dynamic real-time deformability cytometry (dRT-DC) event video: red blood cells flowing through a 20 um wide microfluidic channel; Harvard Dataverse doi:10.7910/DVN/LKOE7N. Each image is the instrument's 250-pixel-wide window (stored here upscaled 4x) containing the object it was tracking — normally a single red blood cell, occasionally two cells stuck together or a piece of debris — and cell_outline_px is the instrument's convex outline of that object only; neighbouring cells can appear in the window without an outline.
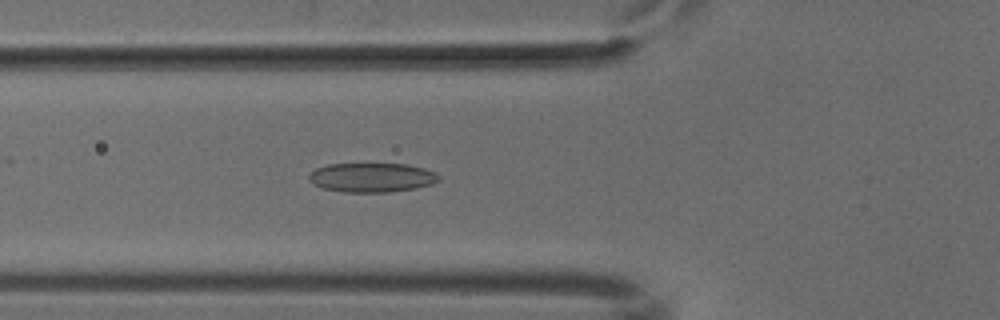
{"species": "common noctule bat (a hibernating species)", "species_latin": "Nyctalus noctula", "temperature_condition": "cold", "stored_images_in_passage": 41, "camera_frame_rate_fps": 3000, "um_per_image_px": 0.085, "animal": {"sex": "male", "body_mass_g": 18.8}, "frame": {"image": 1, "passage_image": 8, "time_ms": 2.333, "image_size_px": [1000, 320], "cell_outline_px": [[440, 180], [432, 184], [416, 188], [388, 192], [344, 192], [324, 188], [312, 184], [308, 180], [308, 176], [316, 168], [328, 164], [408, 164], [424, 168], [436, 172], [440, 176]], "centroid_in_image_um": [31.62, 15.08], "position_along_channel_um": 94.2, "area_um2": 22.25}}
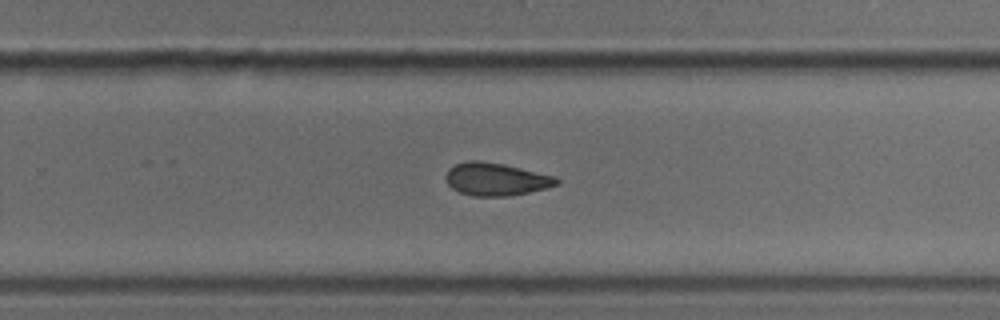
{"frame": {"image": 2, "passage_image": 23, "time_ms": 7.333, "image_size_px": [1000, 320], "cell_outline_px": [[560, 184], [548, 188], [508, 196], [472, 196], [460, 192], [452, 188], [448, 184], [444, 176], [448, 168], [456, 164], [468, 160], [480, 160], [504, 164], [556, 176], [560, 180]], "centroid_in_image_um": [42.17, 15.22], "position_along_channel_um": 287.6, "area_um2": 21.39}}
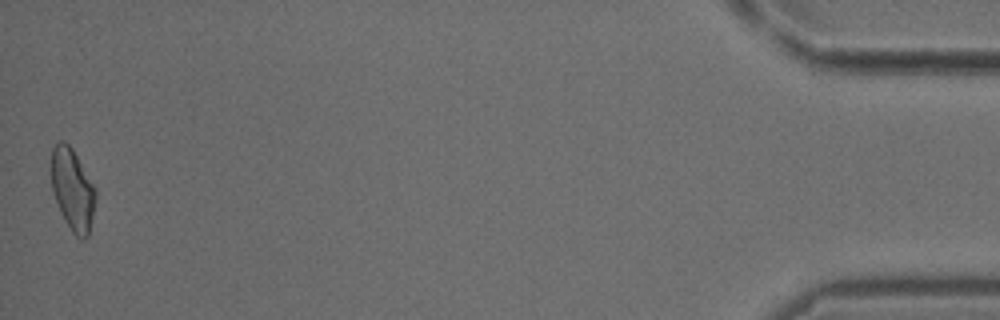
{"frame": {"image": 3, "passage_image": 41, "time_ms": 13.333, "image_size_px": [1000, 320], "cell_outline_px": [[96, 200], [88, 236], [84, 240], [80, 240], [72, 232], [64, 220], [60, 212], [52, 192], [52, 148], [60, 140], [64, 140], [72, 148], [96, 188]], "centroid_in_image_um": [6.18, 16.14], "position_along_channel_um": 429.0, "area_um2": 21.21}}